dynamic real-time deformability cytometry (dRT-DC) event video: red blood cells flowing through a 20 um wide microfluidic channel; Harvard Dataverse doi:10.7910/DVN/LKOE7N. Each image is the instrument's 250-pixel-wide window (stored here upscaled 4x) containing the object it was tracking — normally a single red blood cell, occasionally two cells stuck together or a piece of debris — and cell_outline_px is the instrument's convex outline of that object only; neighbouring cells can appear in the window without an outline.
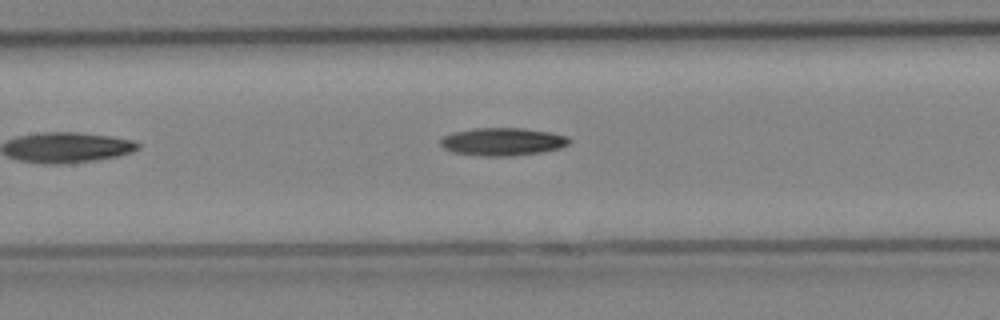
{"species": "Egyptian fruit bat (a non-hibernating species)", "species_latin": "Rousettus aegyptiacus", "temperature_condition": "cold", "stored_images_in_passage": 14, "camera_frame_rate_fps": 3000, "um_per_image_px": 0.085, "animal": {"sex": "female"}, "frame": {"image": 1, "passage_image": 14, "time_ms": 4.333, "image_size_px": [1000, 320], "cell_outline_px": [[572, 140], [568, 144], [560, 148], [540, 152], [512, 156], [484, 156], [452, 152], [444, 148], [440, 144], [440, 140], [444, 136], [456, 132], [476, 128], [524, 128], [552, 132], [568, 136]], "centroid_in_image_um": [42.76, 12.04], "position_along_channel_um": 164.6, "area_um2": 20.87}}